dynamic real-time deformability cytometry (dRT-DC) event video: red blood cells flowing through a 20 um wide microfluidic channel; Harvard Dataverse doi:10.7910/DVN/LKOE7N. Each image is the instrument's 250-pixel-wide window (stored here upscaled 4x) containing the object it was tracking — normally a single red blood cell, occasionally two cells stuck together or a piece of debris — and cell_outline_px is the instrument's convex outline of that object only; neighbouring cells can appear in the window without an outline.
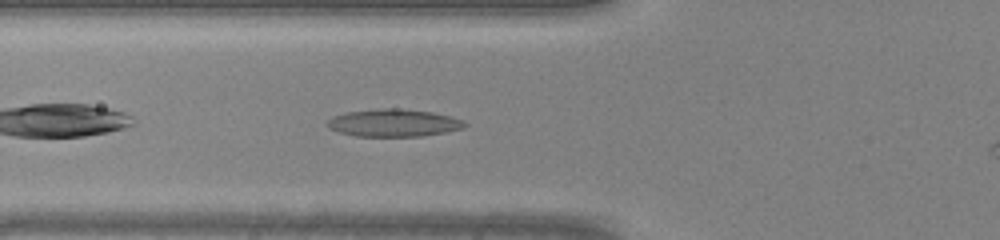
{"species": "common noctule bat (a hibernating species)", "species_latin": "Nyctalus noctula", "temperature_condition": "warm", "stored_images_in_passage": 28, "camera_frame_rate_fps": 3000, "um_per_image_px": 0.085, "animal": {"sex": "male", "body_mass_g": 20.0, "forearm_length_mm": 53.3}, "frame": {"image": 1, "passage_image": 4, "time_ms": 1.0, "image_size_px": [1000, 240], "cell_outline_px": [[468, 124], [464, 128], [424, 136], [356, 136], [340, 132], [324, 124], [332, 116], [348, 112], [380, 108], [396, 108], [432, 112], [452, 116], [464, 120]], "centroid_in_image_um": [33.49, 10.44], "position_along_channel_um": 92.3, "area_um2": 22.02}}
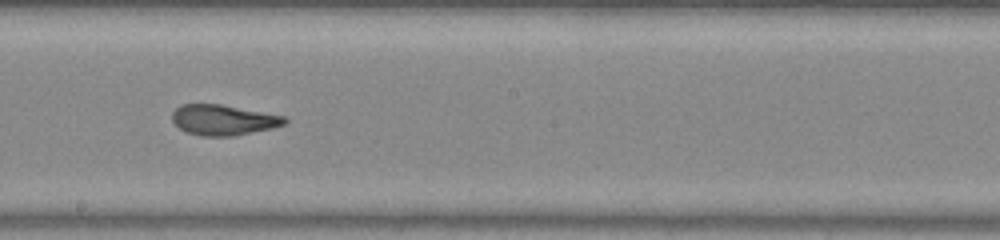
{"frame": {"image": 2, "passage_image": 13, "time_ms": 4.0, "image_size_px": [1000, 240], "cell_outline_px": [[288, 120], [284, 124], [272, 128], [232, 136], [200, 136], [184, 132], [172, 120], [172, 112], [180, 104], [220, 104], [284, 116]], "centroid_in_image_um": [18.94, 10.2], "position_along_channel_um": 229.3, "area_um2": 19.88}}
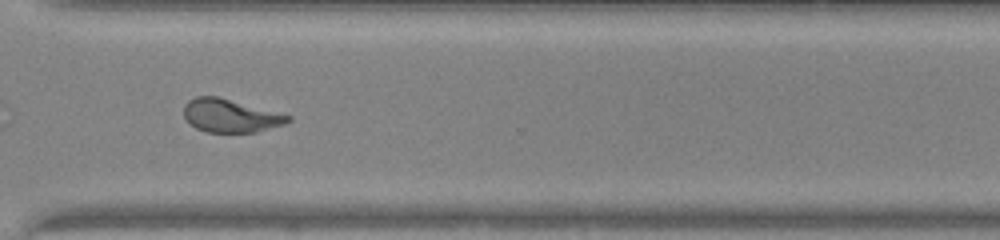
{"frame": {"image": 3, "passage_image": 21, "time_ms": 6.667, "image_size_px": [1000, 240], "cell_outline_px": [[292, 120], [284, 124], [256, 132], [208, 132], [196, 128], [184, 116], [184, 104], [188, 100], [196, 96], [216, 96], [292, 116]], "centroid_in_image_um": [19.58, 9.83], "position_along_channel_um": 351.0, "area_um2": 19.88}}